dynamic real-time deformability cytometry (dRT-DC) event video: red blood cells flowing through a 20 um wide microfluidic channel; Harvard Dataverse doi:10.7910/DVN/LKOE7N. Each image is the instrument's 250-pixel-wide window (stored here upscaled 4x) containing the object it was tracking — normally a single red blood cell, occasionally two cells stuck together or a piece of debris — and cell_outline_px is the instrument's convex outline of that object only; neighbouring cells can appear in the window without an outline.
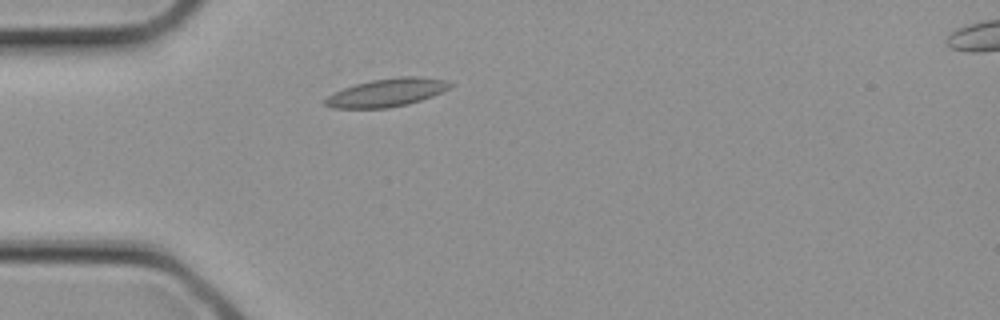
{"species": "common noctule bat (a hibernating species)", "species_latin": "Nyctalus noctula", "temperature_condition": "cold", "stored_images_in_passage": 5, "camera_frame_rate_fps": 3000, "um_per_image_px": 0.085, "animal": {"sex": "female", "body_mass_g": 21.9}, "frame": {"image": 1, "passage_image": 4, "time_ms": 1.0, "image_size_px": [1000, 320], "cell_outline_px": [[456, 84], [432, 96], [408, 104], [388, 108], [332, 108], [324, 104], [324, 100], [328, 96], [344, 88], [356, 84], [372, 80], [400, 76], [416, 76], [444, 80]], "centroid_in_image_um": [32.88, 7.87], "position_along_channel_um": 52.1, "area_um2": 20.23}}